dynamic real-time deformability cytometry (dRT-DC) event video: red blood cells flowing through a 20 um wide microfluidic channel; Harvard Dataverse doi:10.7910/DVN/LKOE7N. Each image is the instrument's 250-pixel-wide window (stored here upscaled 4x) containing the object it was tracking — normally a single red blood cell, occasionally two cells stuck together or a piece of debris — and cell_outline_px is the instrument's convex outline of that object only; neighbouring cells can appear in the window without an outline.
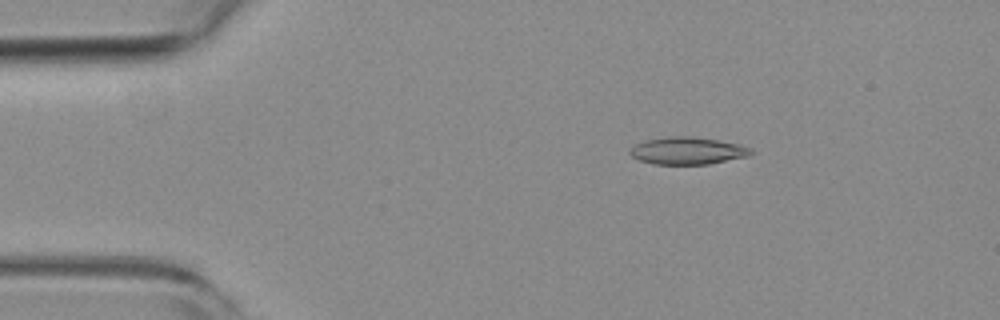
{"species": "common noctule bat (a hibernating species)", "species_latin": "Nyctalus noctula", "temperature_condition": "room temperature", "stored_images_in_passage": 53, "camera_frame_rate_fps": 3000, "um_per_image_px": 0.085, "animal": {"sex": "female", "body_mass_g": 19.3, "forearm_length_mm": 54.1}, "frame": {"image": 1, "passage_image": 9, "time_ms": 2.667, "image_size_px": [1000, 320], "cell_outline_px": [[756, 152], [748, 156], [708, 164], [652, 164], [640, 160], [632, 156], [628, 152], [636, 144], [644, 140], [668, 136], [692, 136], [716, 140], [736, 144], [752, 148]], "centroid_in_image_um": [58.44, 12.81], "position_along_channel_um": 26.6, "area_um2": 19.19}}
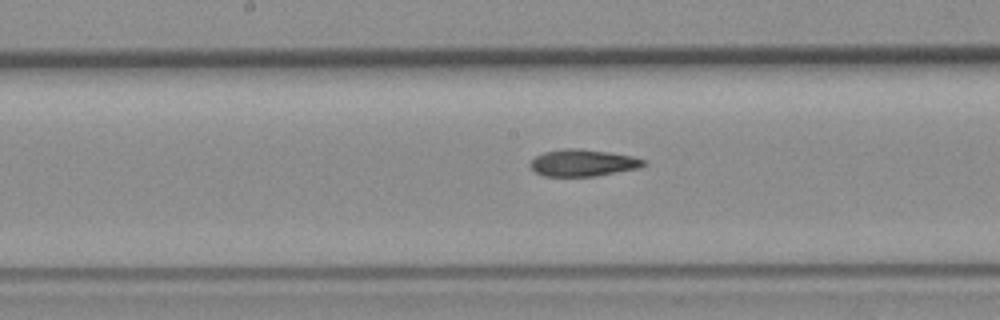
{"frame": {"image": 2, "passage_image": 27, "time_ms": 8.667, "image_size_px": [1000, 320], "cell_outline_px": [[648, 164], [640, 168], [596, 176], [544, 176], [532, 172], [528, 164], [536, 156], [544, 152], [564, 148], [576, 148], [608, 152], [632, 156], [648, 160]], "centroid_in_image_um": [49.55, 13.85], "position_along_channel_um": 198.6, "area_um2": 18.03}}
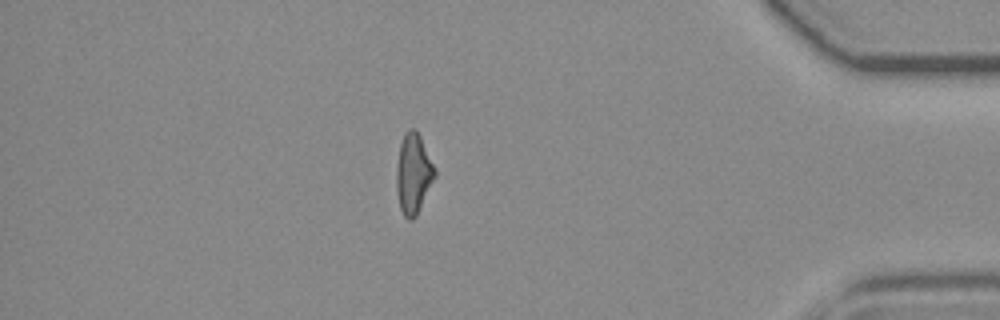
{"frame": {"image": 3, "passage_image": 46, "time_ms": 15.0, "image_size_px": [1000, 320], "cell_outline_px": [[436, 176], [416, 216], [412, 220], [408, 220], [404, 216], [400, 208], [396, 192], [396, 164], [400, 144], [404, 132], [408, 128], [416, 128], [436, 168]], "centroid_in_image_um": [35.13, 14.74], "position_along_channel_um": 400.1, "area_um2": 18.21}, "authors_computed_cell_mechanics": {"area_um2": 18.207, "velocity_mm_per_s": 3.8643, "shape_relaxation_time_tau1_ms": null, "shape_relaxation_time_tau2_ms": 5.1736, "deformation_change_tau1": null, "deformation_change_tau2": 0.1268}}